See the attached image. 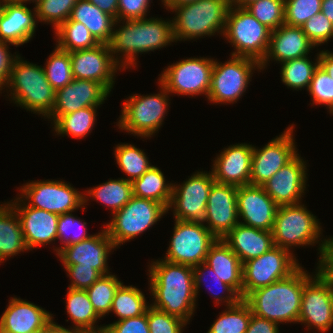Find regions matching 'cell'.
<instances>
[{
    "instance_id": "6da1fadb",
    "label": "cell",
    "mask_w": 333,
    "mask_h": 333,
    "mask_svg": "<svg viewBox=\"0 0 333 333\" xmlns=\"http://www.w3.org/2000/svg\"><path fill=\"white\" fill-rule=\"evenodd\" d=\"M150 305L189 322L196 307L193 267L163 259L149 265Z\"/></svg>"
},
{
    "instance_id": "7a4b0ae2",
    "label": "cell",
    "mask_w": 333,
    "mask_h": 333,
    "mask_svg": "<svg viewBox=\"0 0 333 333\" xmlns=\"http://www.w3.org/2000/svg\"><path fill=\"white\" fill-rule=\"evenodd\" d=\"M305 270L299 266L288 277L250 292L243 300L257 317L279 323H297Z\"/></svg>"
},
{
    "instance_id": "3957f363",
    "label": "cell",
    "mask_w": 333,
    "mask_h": 333,
    "mask_svg": "<svg viewBox=\"0 0 333 333\" xmlns=\"http://www.w3.org/2000/svg\"><path fill=\"white\" fill-rule=\"evenodd\" d=\"M5 87L10 89L8 97L11 96L16 105L46 118L51 114L56 91L41 65L27 62L17 54Z\"/></svg>"
},
{
    "instance_id": "277c9868",
    "label": "cell",
    "mask_w": 333,
    "mask_h": 333,
    "mask_svg": "<svg viewBox=\"0 0 333 333\" xmlns=\"http://www.w3.org/2000/svg\"><path fill=\"white\" fill-rule=\"evenodd\" d=\"M230 7V0H197L172 7L176 14L172 19L175 42L215 33L223 36Z\"/></svg>"
},
{
    "instance_id": "5b68a950",
    "label": "cell",
    "mask_w": 333,
    "mask_h": 333,
    "mask_svg": "<svg viewBox=\"0 0 333 333\" xmlns=\"http://www.w3.org/2000/svg\"><path fill=\"white\" fill-rule=\"evenodd\" d=\"M158 94L132 95L123 102L118 129L124 130L141 138H151L158 132L168 112L169 92L160 83Z\"/></svg>"
},
{
    "instance_id": "8992f818",
    "label": "cell",
    "mask_w": 333,
    "mask_h": 333,
    "mask_svg": "<svg viewBox=\"0 0 333 333\" xmlns=\"http://www.w3.org/2000/svg\"><path fill=\"white\" fill-rule=\"evenodd\" d=\"M272 234L275 246L294 255L292 247L317 244L321 240L322 228L304 204L282 205L277 208Z\"/></svg>"
},
{
    "instance_id": "52a82bcc",
    "label": "cell",
    "mask_w": 333,
    "mask_h": 333,
    "mask_svg": "<svg viewBox=\"0 0 333 333\" xmlns=\"http://www.w3.org/2000/svg\"><path fill=\"white\" fill-rule=\"evenodd\" d=\"M271 30L245 8L230 7L223 36L235 48L233 56L247 57L261 63L268 51Z\"/></svg>"
},
{
    "instance_id": "ba28073f",
    "label": "cell",
    "mask_w": 333,
    "mask_h": 333,
    "mask_svg": "<svg viewBox=\"0 0 333 333\" xmlns=\"http://www.w3.org/2000/svg\"><path fill=\"white\" fill-rule=\"evenodd\" d=\"M166 213L168 211L162 204L132 196L122 209L112 214L111 222L104 227L114 246L118 248L147 231Z\"/></svg>"
},
{
    "instance_id": "9c48e42d",
    "label": "cell",
    "mask_w": 333,
    "mask_h": 333,
    "mask_svg": "<svg viewBox=\"0 0 333 333\" xmlns=\"http://www.w3.org/2000/svg\"><path fill=\"white\" fill-rule=\"evenodd\" d=\"M255 69L261 70L260 63L247 57L231 55V59L225 63L214 60L211 86L207 95L210 103H237L245 93Z\"/></svg>"
},
{
    "instance_id": "30bf717a",
    "label": "cell",
    "mask_w": 333,
    "mask_h": 333,
    "mask_svg": "<svg viewBox=\"0 0 333 333\" xmlns=\"http://www.w3.org/2000/svg\"><path fill=\"white\" fill-rule=\"evenodd\" d=\"M215 182L212 171H197L183 184H173L167 211L173 209L176 220L205 225L210 189Z\"/></svg>"
},
{
    "instance_id": "8fae6325",
    "label": "cell",
    "mask_w": 333,
    "mask_h": 333,
    "mask_svg": "<svg viewBox=\"0 0 333 333\" xmlns=\"http://www.w3.org/2000/svg\"><path fill=\"white\" fill-rule=\"evenodd\" d=\"M299 266L296 256L279 246H274L259 257L244 262L242 299L258 288L288 277Z\"/></svg>"
},
{
    "instance_id": "7c38bea8",
    "label": "cell",
    "mask_w": 333,
    "mask_h": 333,
    "mask_svg": "<svg viewBox=\"0 0 333 333\" xmlns=\"http://www.w3.org/2000/svg\"><path fill=\"white\" fill-rule=\"evenodd\" d=\"M20 191L18 196L30 207L58 215L74 212L79 208L85 210L83 192L77 191L65 181H31L23 184Z\"/></svg>"
},
{
    "instance_id": "4fadbf2b",
    "label": "cell",
    "mask_w": 333,
    "mask_h": 333,
    "mask_svg": "<svg viewBox=\"0 0 333 333\" xmlns=\"http://www.w3.org/2000/svg\"><path fill=\"white\" fill-rule=\"evenodd\" d=\"M213 67L211 57L182 59L164 69L158 80L171 94L207 97Z\"/></svg>"
},
{
    "instance_id": "5bb4252c",
    "label": "cell",
    "mask_w": 333,
    "mask_h": 333,
    "mask_svg": "<svg viewBox=\"0 0 333 333\" xmlns=\"http://www.w3.org/2000/svg\"><path fill=\"white\" fill-rule=\"evenodd\" d=\"M174 221L173 236L163 260L191 267L205 262L217 238L205 225Z\"/></svg>"
},
{
    "instance_id": "9a60e30c",
    "label": "cell",
    "mask_w": 333,
    "mask_h": 333,
    "mask_svg": "<svg viewBox=\"0 0 333 333\" xmlns=\"http://www.w3.org/2000/svg\"><path fill=\"white\" fill-rule=\"evenodd\" d=\"M305 271V285L301 299L298 323H304L308 330L326 333L333 326L330 280L318 270L315 275Z\"/></svg>"
},
{
    "instance_id": "2e32d148",
    "label": "cell",
    "mask_w": 333,
    "mask_h": 333,
    "mask_svg": "<svg viewBox=\"0 0 333 333\" xmlns=\"http://www.w3.org/2000/svg\"><path fill=\"white\" fill-rule=\"evenodd\" d=\"M294 125L258 149L253 145L250 184L263 186L298 153L293 138Z\"/></svg>"
},
{
    "instance_id": "e0dca14e",
    "label": "cell",
    "mask_w": 333,
    "mask_h": 333,
    "mask_svg": "<svg viewBox=\"0 0 333 333\" xmlns=\"http://www.w3.org/2000/svg\"><path fill=\"white\" fill-rule=\"evenodd\" d=\"M73 79L93 80L101 83L109 92L113 89L115 74L123 70L115 61L108 44L70 52Z\"/></svg>"
},
{
    "instance_id": "ac0fdd59",
    "label": "cell",
    "mask_w": 333,
    "mask_h": 333,
    "mask_svg": "<svg viewBox=\"0 0 333 333\" xmlns=\"http://www.w3.org/2000/svg\"><path fill=\"white\" fill-rule=\"evenodd\" d=\"M116 247L106 229L90 238L68 246L55 247L56 255L62 264H77L80 267H93L102 276L110 274L108 257Z\"/></svg>"
},
{
    "instance_id": "d6986e66",
    "label": "cell",
    "mask_w": 333,
    "mask_h": 333,
    "mask_svg": "<svg viewBox=\"0 0 333 333\" xmlns=\"http://www.w3.org/2000/svg\"><path fill=\"white\" fill-rule=\"evenodd\" d=\"M110 92L93 80L73 79L64 88L56 91L55 103L47 117L55 123L62 115L75 112L84 107H98L103 104Z\"/></svg>"
},
{
    "instance_id": "ffe728a7",
    "label": "cell",
    "mask_w": 333,
    "mask_h": 333,
    "mask_svg": "<svg viewBox=\"0 0 333 333\" xmlns=\"http://www.w3.org/2000/svg\"><path fill=\"white\" fill-rule=\"evenodd\" d=\"M238 186L214 182L207 201L208 220L205 226L222 239L240 220L237 209Z\"/></svg>"
},
{
    "instance_id": "44dd1931",
    "label": "cell",
    "mask_w": 333,
    "mask_h": 333,
    "mask_svg": "<svg viewBox=\"0 0 333 333\" xmlns=\"http://www.w3.org/2000/svg\"><path fill=\"white\" fill-rule=\"evenodd\" d=\"M306 166L305 161L297 154L263 185L266 193L278 206L302 203L308 179Z\"/></svg>"
},
{
    "instance_id": "7402d4cb",
    "label": "cell",
    "mask_w": 333,
    "mask_h": 333,
    "mask_svg": "<svg viewBox=\"0 0 333 333\" xmlns=\"http://www.w3.org/2000/svg\"><path fill=\"white\" fill-rule=\"evenodd\" d=\"M8 202L18 214L28 250L53 243L58 238L59 215L28 206L20 197Z\"/></svg>"
},
{
    "instance_id": "603a6c76",
    "label": "cell",
    "mask_w": 333,
    "mask_h": 333,
    "mask_svg": "<svg viewBox=\"0 0 333 333\" xmlns=\"http://www.w3.org/2000/svg\"><path fill=\"white\" fill-rule=\"evenodd\" d=\"M278 205L266 193L263 186H238L237 209L240 223L272 231Z\"/></svg>"
},
{
    "instance_id": "cb8c5ba5",
    "label": "cell",
    "mask_w": 333,
    "mask_h": 333,
    "mask_svg": "<svg viewBox=\"0 0 333 333\" xmlns=\"http://www.w3.org/2000/svg\"><path fill=\"white\" fill-rule=\"evenodd\" d=\"M253 146L238 143L225 148L213 160L215 182L243 186L250 184Z\"/></svg>"
},
{
    "instance_id": "d4e9b609",
    "label": "cell",
    "mask_w": 333,
    "mask_h": 333,
    "mask_svg": "<svg viewBox=\"0 0 333 333\" xmlns=\"http://www.w3.org/2000/svg\"><path fill=\"white\" fill-rule=\"evenodd\" d=\"M315 45L308 39L301 27L282 24L271 31L268 51L260 63L265 69L270 60L284 63L293 59L308 56Z\"/></svg>"
},
{
    "instance_id": "484cf974",
    "label": "cell",
    "mask_w": 333,
    "mask_h": 333,
    "mask_svg": "<svg viewBox=\"0 0 333 333\" xmlns=\"http://www.w3.org/2000/svg\"><path fill=\"white\" fill-rule=\"evenodd\" d=\"M0 316V333H27L44 329L54 318L48 311L29 301L11 297Z\"/></svg>"
},
{
    "instance_id": "4316f807",
    "label": "cell",
    "mask_w": 333,
    "mask_h": 333,
    "mask_svg": "<svg viewBox=\"0 0 333 333\" xmlns=\"http://www.w3.org/2000/svg\"><path fill=\"white\" fill-rule=\"evenodd\" d=\"M33 9L23 3L5 1L0 14V40L15 47L29 42L37 24L36 9Z\"/></svg>"
},
{
    "instance_id": "83f0119b",
    "label": "cell",
    "mask_w": 333,
    "mask_h": 333,
    "mask_svg": "<svg viewBox=\"0 0 333 333\" xmlns=\"http://www.w3.org/2000/svg\"><path fill=\"white\" fill-rule=\"evenodd\" d=\"M122 22L123 25L117 29L118 21H115L108 46L115 61L123 70H126V68L136 67L138 54L144 53L143 19Z\"/></svg>"
},
{
    "instance_id": "f1b7e54d",
    "label": "cell",
    "mask_w": 333,
    "mask_h": 333,
    "mask_svg": "<svg viewBox=\"0 0 333 333\" xmlns=\"http://www.w3.org/2000/svg\"><path fill=\"white\" fill-rule=\"evenodd\" d=\"M222 240L239 257L242 264L259 257L275 246L272 231L242 223L237 224Z\"/></svg>"
},
{
    "instance_id": "f546056e",
    "label": "cell",
    "mask_w": 333,
    "mask_h": 333,
    "mask_svg": "<svg viewBox=\"0 0 333 333\" xmlns=\"http://www.w3.org/2000/svg\"><path fill=\"white\" fill-rule=\"evenodd\" d=\"M205 263L213 269L221 281L230 285L242 298V263L222 239H217L210 247Z\"/></svg>"
},
{
    "instance_id": "4dcf8cb0",
    "label": "cell",
    "mask_w": 333,
    "mask_h": 333,
    "mask_svg": "<svg viewBox=\"0 0 333 333\" xmlns=\"http://www.w3.org/2000/svg\"><path fill=\"white\" fill-rule=\"evenodd\" d=\"M25 251L28 248L16 210L8 202L0 204V264Z\"/></svg>"
},
{
    "instance_id": "1f68e13d",
    "label": "cell",
    "mask_w": 333,
    "mask_h": 333,
    "mask_svg": "<svg viewBox=\"0 0 333 333\" xmlns=\"http://www.w3.org/2000/svg\"><path fill=\"white\" fill-rule=\"evenodd\" d=\"M70 19L84 24L99 43L110 42L116 20L89 0H78Z\"/></svg>"
},
{
    "instance_id": "d6a6232c",
    "label": "cell",
    "mask_w": 333,
    "mask_h": 333,
    "mask_svg": "<svg viewBox=\"0 0 333 333\" xmlns=\"http://www.w3.org/2000/svg\"><path fill=\"white\" fill-rule=\"evenodd\" d=\"M133 196L150 199L168 209L173 190V183L166 182L163 172L156 166L146 171L132 182Z\"/></svg>"
},
{
    "instance_id": "836d02e7",
    "label": "cell",
    "mask_w": 333,
    "mask_h": 333,
    "mask_svg": "<svg viewBox=\"0 0 333 333\" xmlns=\"http://www.w3.org/2000/svg\"><path fill=\"white\" fill-rule=\"evenodd\" d=\"M89 198L100 201L111 209V214L122 209L133 196L132 182L125 178L110 179L97 187L88 189L84 193V205H87Z\"/></svg>"
},
{
    "instance_id": "e575fe53",
    "label": "cell",
    "mask_w": 333,
    "mask_h": 333,
    "mask_svg": "<svg viewBox=\"0 0 333 333\" xmlns=\"http://www.w3.org/2000/svg\"><path fill=\"white\" fill-rule=\"evenodd\" d=\"M66 298V309L73 328L82 331H91L103 328L104 326L95 325L100 317L93 309L86 290L72 289L68 287ZM75 326V327H74Z\"/></svg>"
},
{
    "instance_id": "d590c367",
    "label": "cell",
    "mask_w": 333,
    "mask_h": 333,
    "mask_svg": "<svg viewBox=\"0 0 333 333\" xmlns=\"http://www.w3.org/2000/svg\"><path fill=\"white\" fill-rule=\"evenodd\" d=\"M56 46L67 52L84 50L100 44L88 28L70 18L62 23L55 31Z\"/></svg>"
},
{
    "instance_id": "8d00e7d4",
    "label": "cell",
    "mask_w": 333,
    "mask_h": 333,
    "mask_svg": "<svg viewBox=\"0 0 333 333\" xmlns=\"http://www.w3.org/2000/svg\"><path fill=\"white\" fill-rule=\"evenodd\" d=\"M148 303L140 289L122 283L115 293L110 313L119 317L117 321L136 317L146 313L150 306Z\"/></svg>"
},
{
    "instance_id": "74e56055",
    "label": "cell",
    "mask_w": 333,
    "mask_h": 333,
    "mask_svg": "<svg viewBox=\"0 0 333 333\" xmlns=\"http://www.w3.org/2000/svg\"><path fill=\"white\" fill-rule=\"evenodd\" d=\"M98 107H84L75 112L62 115L54 124L57 135H69L75 139L84 138L91 133L96 120Z\"/></svg>"
},
{
    "instance_id": "f35d334b",
    "label": "cell",
    "mask_w": 333,
    "mask_h": 333,
    "mask_svg": "<svg viewBox=\"0 0 333 333\" xmlns=\"http://www.w3.org/2000/svg\"><path fill=\"white\" fill-rule=\"evenodd\" d=\"M251 315L249 305L241 299L219 313L207 333H246Z\"/></svg>"
},
{
    "instance_id": "ab89813d",
    "label": "cell",
    "mask_w": 333,
    "mask_h": 333,
    "mask_svg": "<svg viewBox=\"0 0 333 333\" xmlns=\"http://www.w3.org/2000/svg\"><path fill=\"white\" fill-rule=\"evenodd\" d=\"M315 63L308 56L281 63V80L293 90L309 88L316 68L319 66V53Z\"/></svg>"
},
{
    "instance_id": "60d3db41",
    "label": "cell",
    "mask_w": 333,
    "mask_h": 333,
    "mask_svg": "<svg viewBox=\"0 0 333 333\" xmlns=\"http://www.w3.org/2000/svg\"><path fill=\"white\" fill-rule=\"evenodd\" d=\"M114 154L119 168L129 177L125 179L130 182L140 178L153 166L150 164L145 152L133 144L120 143L116 145Z\"/></svg>"
},
{
    "instance_id": "b9f144b4",
    "label": "cell",
    "mask_w": 333,
    "mask_h": 333,
    "mask_svg": "<svg viewBox=\"0 0 333 333\" xmlns=\"http://www.w3.org/2000/svg\"><path fill=\"white\" fill-rule=\"evenodd\" d=\"M121 284L116 275L108 274L86 289L93 309L100 318L110 313L115 293Z\"/></svg>"
},
{
    "instance_id": "7bdbcfd3",
    "label": "cell",
    "mask_w": 333,
    "mask_h": 333,
    "mask_svg": "<svg viewBox=\"0 0 333 333\" xmlns=\"http://www.w3.org/2000/svg\"><path fill=\"white\" fill-rule=\"evenodd\" d=\"M207 276H210L209 278H211V280L213 281L212 283L215 284V286L217 288L221 289L218 291L216 289L217 292H215L214 290H209V291H211L210 293H212L211 295H213V297L215 299V302H216L215 304L219 305V303L223 302V303H226V307H228V306L237 304L242 299L241 296L230 285L221 281V279L215 274L213 269L205 262L200 263L197 266L193 267V279H194V288H195L196 298L198 297L197 295L200 291L201 285L206 284L205 277H207ZM203 281L205 282L204 284H202ZM209 289H210V286H209ZM222 290H223V292H221ZM220 293H222V294L225 293V294L220 295Z\"/></svg>"
},
{
    "instance_id": "ee69618b",
    "label": "cell",
    "mask_w": 333,
    "mask_h": 333,
    "mask_svg": "<svg viewBox=\"0 0 333 333\" xmlns=\"http://www.w3.org/2000/svg\"><path fill=\"white\" fill-rule=\"evenodd\" d=\"M144 53L163 48L175 42L172 20L158 17L143 19Z\"/></svg>"
},
{
    "instance_id": "f6af8a7d",
    "label": "cell",
    "mask_w": 333,
    "mask_h": 333,
    "mask_svg": "<svg viewBox=\"0 0 333 333\" xmlns=\"http://www.w3.org/2000/svg\"><path fill=\"white\" fill-rule=\"evenodd\" d=\"M44 68L46 78L55 91L64 88L73 80L70 52L57 46L49 55Z\"/></svg>"
},
{
    "instance_id": "bcb514c9",
    "label": "cell",
    "mask_w": 333,
    "mask_h": 333,
    "mask_svg": "<svg viewBox=\"0 0 333 333\" xmlns=\"http://www.w3.org/2000/svg\"><path fill=\"white\" fill-rule=\"evenodd\" d=\"M244 8L271 31L284 24L285 0H256Z\"/></svg>"
},
{
    "instance_id": "7dc6e473",
    "label": "cell",
    "mask_w": 333,
    "mask_h": 333,
    "mask_svg": "<svg viewBox=\"0 0 333 333\" xmlns=\"http://www.w3.org/2000/svg\"><path fill=\"white\" fill-rule=\"evenodd\" d=\"M78 0H40L35 6L37 22L52 23L56 30L70 18Z\"/></svg>"
},
{
    "instance_id": "c3c4849f",
    "label": "cell",
    "mask_w": 333,
    "mask_h": 333,
    "mask_svg": "<svg viewBox=\"0 0 333 333\" xmlns=\"http://www.w3.org/2000/svg\"><path fill=\"white\" fill-rule=\"evenodd\" d=\"M311 101L316 105H325L329 113L333 115V78L319 65L308 88Z\"/></svg>"
},
{
    "instance_id": "681fc988",
    "label": "cell",
    "mask_w": 333,
    "mask_h": 333,
    "mask_svg": "<svg viewBox=\"0 0 333 333\" xmlns=\"http://www.w3.org/2000/svg\"><path fill=\"white\" fill-rule=\"evenodd\" d=\"M322 0H285L284 23L301 27L321 11Z\"/></svg>"
},
{
    "instance_id": "f907efd6",
    "label": "cell",
    "mask_w": 333,
    "mask_h": 333,
    "mask_svg": "<svg viewBox=\"0 0 333 333\" xmlns=\"http://www.w3.org/2000/svg\"><path fill=\"white\" fill-rule=\"evenodd\" d=\"M73 212L65 213L59 215L58 218V223H57V232H58V238L61 241V247L63 246H68L73 243H78L80 241L86 240L90 238L92 235L87 234V229H86V222L82 223L83 220L78 219L75 217ZM77 227H79L82 231V233H76L77 232ZM77 228V229H76ZM76 229V230H75ZM79 230V229H78ZM80 231V230H79ZM71 235H69V234ZM72 233H74L72 235ZM69 237H68V236Z\"/></svg>"
},
{
    "instance_id": "816d5d0a",
    "label": "cell",
    "mask_w": 333,
    "mask_h": 333,
    "mask_svg": "<svg viewBox=\"0 0 333 333\" xmlns=\"http://www.w3.org/2000/svg\"><path fill=\"white\" fill-rule=\"evenodd\" d=\"M147 321L150 333H182L187 325L182 319L151 305L147 309Z\"/></svg>"
},
{
    "instance_id": "f5cc1de1",
    "label": "cell",
    "mask_w": 333,
    "mask_h": 333,
    "mask_svg": "<svg viewBox=\"0 0 333 333\" xmlns=\"http://www.w3.org/2000/svg\"><path fill=\"white\" fill-rule=\"evenodd\" d=\"M301 28L317 47L333 38V23L321 11L308 19Z\"/></svg>"
},
{
    "instance_id": "db71d44e",
    "label": "cell",
    "mask_w": 333,
    "mask_h": 333,
    "mask_svg": "<svg viewBox=\"0 0 333 333\" xmlns=\"http://www.w3.org/2000/svg\"><path fill=\"white\" fill-rule=\"evenodd\" d=\"M71 279L68 286L72 289L86 290L102 275L93 267H80L77 264H62Z\"/></svg>"
},
{
    "instance_id": "11a10c76",
    "label": "cell",
    "mask_w": 333,
    "mask_h": 333,
    "mask_svg": "<svg viewBox=\"0 0 333 333\" xmlns=\"http://www.w3.org/2000/svg\"><path fill=\"white\" fill-rule=\"evenodd\" d=\"M150 0H118L117 21L146 18Z\"/></svg>"
},
{
    "instance_id": "9f6ffc18",
    "label": "cell",
    "mask_w": 333,
    "mask_h": 333,
    "mask_svg": "<svg viewBox=\"0 0 333 333\" xmlns=\"http://www.w3.org/2000/svg\"><path fill=\"white\" fill-rule=\"evenodd\" d=\"M110 333H150L147 311L143 315L115 321L104 325Z\"/></svg>"
},
{
    "instance_id": "6f0895ef",
    "label": "cell",
    "mask_w": 333,
    "mask_h": 333,
    "mask_svg": "<svg viewBox=\"0 0 333 333\" xmlns=\"http://www.w3.org/2000/svg\"><path fill=\"white\" fill-rule=\"evenodd\" d=\"M322 242V243H321ZM319 242L320 253L317 270L328 280L333 281V238H324ZM321 243V244H320Z\"/></svg>"
},
{
    "instance_id": "680465c9",
    "label": "cell",
    "mask_w": 333,
    "mask_h": 333,
    "mask_svg": "<svg viewBox=\"0 0 333 333\" xmlns=\"http://www.w3.org/2000/svg\"><path fill=\"white\" fill-rule=\"evenodd\" d=\"M8 44L0 40V92L5 89L3 87L9 79L12 62L17 56L10 53Z\"/></svg>"
},
{
    "instance_id": "91938a15",
    "label": "cell",
    "mask_w": 333,
    "mask_h": 333,
    "mask_svg": "<svg viewBox=\"0 0 333 333\" xmlns=\"http://www.w3.org/2000/svg\"><path fill=\"white\" fill-rule=\"evenodd\" d=\"M280 324L274 321L251 315L246 333H279Z\"/></svg>"
},
{
    "instance_id": "94428289",
    "label": "cell",
    "mask_w": 333,
    "mask_h": 333,
    "mask_svg": "<svg viewBox=\"0 0 333 333\" xmlns=\"http://www.w3.org/2000/svg\"><path fill=\"white\" fill-rule=\"evenodd\" d=\"M104 13L112 16L117 21L118 0H89Z\"/></svg>"
},
{
    "instance_id": "6125c7cd",
    "label": "cell",
    "mask_w": 333,
    "mask_h": 333,
    "mask_svg": "<svg viewBox=\"0 0 333 333\" xmlns=\"http://www.w3.org/2000/svg\"><path fill=\"white\" fill-rule=\"evenodd\" d=\"M319 65L333 78V52L322 50L319 52Z\"/></svg>"
},
{
    "instance_id": "be15d7a7",
    "label": "cell",
    "mask_w": 333,
    "mask_h": 333,
    "mask_svg": "<svg viewBox=\"0 0 333 333\" xmlns=\"http://www.w3.org/2000/svg\"><path fill=\"white\" fill-rule=\"evenodd\" d=\"M52 321L43 329V333H85V331L75 329L73 327L65 328L62 325Z\"/></svg>"
},
{
    "instance_id": "e7e4bbea",
    "label": "cell",
    "mask_w": 333,
    "mask_h": 333,
    "mask_svg": "<svg viewBox=\"0 0 333 333\" xmlns=\"http://www.w3.org/2000/svg\"><path fill=\"white\" fill-rule=\"evenodd\" d=\"M321 12L333 23V0H322Z\"/></svg>"
},
{
    "instance_id": "03108f58",
    "label": "cell",
    "mask_w": 333,
    "mask_h": 333,
    "mask_svg": "<svg viewBox=\"0 0 333 333\" xmlns=\"http://www.w3.org/2000/svg\"><path fill=\"white\" fill-rule=\"evenodd\" d=\"M195 1L197 0H162L163 5L164 7H166L167 10H170L172 7H175L177 5H184Z\"/></svg>"
},
{
    "instance_id": "003e7915",
    "label": "cell",
    "mask_w": 333,
    "mask_h": 333,
    "mask_svg": "<svg viewBox=\"0 0 333 333\" xmlns=\"http://www.w3.org/2000/svg\"><path fill=\"white\" fill-rule=\"evenodd\" d=\"M256 1V0H230V3L232 6L239 7V8H244L251 2Z\"/></svg>"
},
{
    "instance_id": "a7ac6f4b",
    "label": "cell",
    "mask_w": 333,
    "mask_h": 333,
    "mask_svg": "<svg viewBox=\"0 0 333 333\" xmlns=\"http://www.w3.org/2000/svg\"><path fill=\"white\" fill-rule=\"evenodd\" d=\"M85 333H110L106 327L96 329V330H91V331H85Z\"/></svg>"
},
{
    "instance_id": "89a4df30",
    "label": "cell",
    "mask_w": 333,
    "mask_h": 333,
    "mask_svg": "<svg viewBox=\"0 0 333 333\" xmlns=\"http://www.w3.org/2000/svg\"><path fill=\"white\" fill-rule=\"evenodd\" d=\"M5 1H10V2H15V3H28L31 1L34 3L35 2V5L40 1V0H5Z\"/></svg>"
},
{
    "instance_id": "2644e50d",
    "label": "cell",
    "mask_w": 333,
    "mask_h": 333,
    "mask_svg": "<svg viewBox=\"0 0 333 333\" xmlns=\"http://www.w3.org/2000/svg\"><path fill=\"white\" fill-rule=\"evenodd\" d=\"M330 289H331V301H332V312H333V281H330Z\"/></svg>"
},
{
    "instance_id": "8c879c8a",
    "label": "cell",
    "mask_w": 333,
    "mask_h": 333,
    "mask_svg": "<svg viewBox=\"0 0 333 333\" xmlns=\"http://www.w3.org/2000/svg\"><path fill=\"white\" fill-rule=\"evenodd\" d=\"M5 0H0V14L2 13Z\"/></svg>"
},
{
    "instance_id": "753ad0ef",
    "label": "cell",
    "mask_w": 333,
    "mask_h": 333,
    "mask_svg": "<svg viewBox=\"0 0 333 333\" xmlns=\"http://www.w3.org/2000/svg\"><path fill=\"white\" fill-rule=\"evenodd\" d=\"M27 333H43V329L34 330V331H31V332H27Z\"/></svg>"
}]
</instances>
